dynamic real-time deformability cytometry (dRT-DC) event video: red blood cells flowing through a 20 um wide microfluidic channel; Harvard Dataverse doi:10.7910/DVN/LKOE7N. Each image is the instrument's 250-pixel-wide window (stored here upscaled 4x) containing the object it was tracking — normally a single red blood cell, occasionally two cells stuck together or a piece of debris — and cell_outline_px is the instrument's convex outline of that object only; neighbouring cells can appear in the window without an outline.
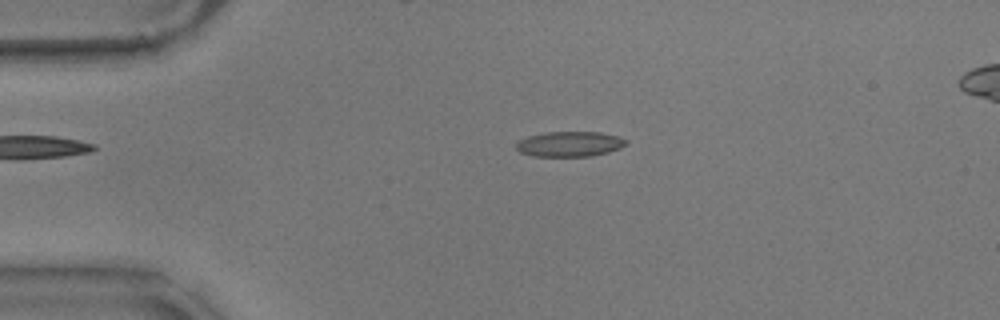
{"species": "common noctule bat (a hibernating species)", "species_latin": "Nyctalus noctula", "temperature_condition": "warm", "stored_images_in_passage": 56, "camera_frame_rate_fps": 3000, "um_per_image_px": 0.085, "animal": {"sex": "male", "body_mass_g": 17.9}, "frame": {"image": 1, "passage_image": 12, "time_ms": 3.667, "image_size_px": [1000, 320], "cell_outline_px": [[628, 144], [620, 148], [608, 152], [592, 156], [532, 156], [520, 152], [516, 148], [516, 144], [520, 140], [528, 136], [544, 132], [600, 132], [620, 136], [628, 140]], "centroid_in_image_um": [48.46, 12.24], "position_along_channel_um": 36.5, "area_um2": 16.24}}
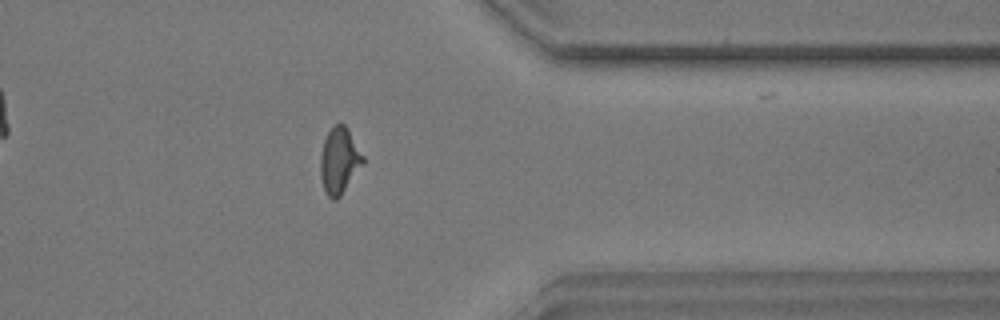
{"frame": {"image": 2, "passage_image": 45, "time_ms": 14.667, "image_size_px": [1000, 320], "cell_outline_px": [[364, 164], [340, 196], [336, 200], [332, 200], [328, 196], [324, 188], [320, 176], [320, 156], [324, 140], [332, 124], [344, 124], [348, 128], [364, 156]], "centroid_in_image_um": [28.85, 13.64], "position_along_channel_um": 382.6, "area_um2": 16.53}}
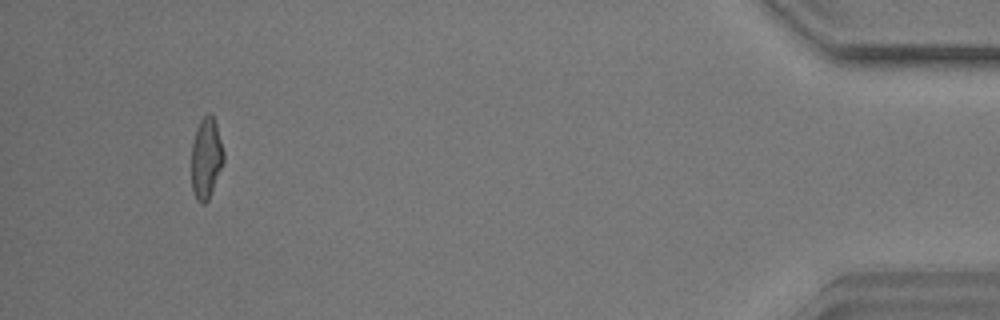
{"frame": {"image": 3, "passage_image": 53, "time_ms": 17.333, "image_size_px": [1000, 320], "cell_outline_px": [[224, 160], [208, 200], [204, 204], [200, 204], [196, 200], [192, 188], [192, 140], [196, 128], [200, 120], [208, 112], [212, 112], [216, 124], [224, 152]], "centroid_in_image_um": [17.51, 13.42], "position_along_channel_um": 417.7, "area_um2": 15.2}, "authors_computed_cell_mechanics": {"area_um2": 15.895, "velocity_mm_per_s": 3.5592, "shape_relaxation_time_tau1_ms": 4.5776, "shape_relaxation_time_tau2_ms": 1.3197, "deformation_change_tau1": 0.1694, "deformation_change_tau2": 0.088}}